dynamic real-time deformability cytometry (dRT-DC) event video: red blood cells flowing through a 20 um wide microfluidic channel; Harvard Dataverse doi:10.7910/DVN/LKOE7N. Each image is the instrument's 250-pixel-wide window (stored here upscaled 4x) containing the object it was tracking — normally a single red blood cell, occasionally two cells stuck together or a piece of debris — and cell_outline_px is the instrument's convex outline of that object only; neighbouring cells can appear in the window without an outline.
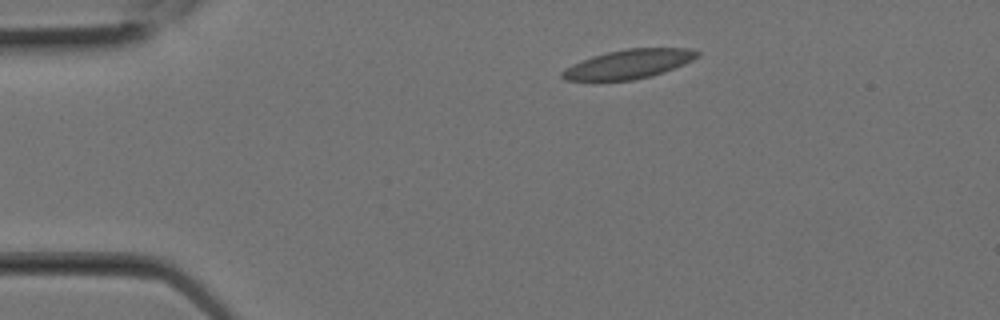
{"species": "Egyptian fruit bat (a non-hibernating species)", "species_latin": "Rousettus aegyptiacus", "temperature_condition": "room temperature", "stored_images_in_passage": 3, "camera_frame_rate_fps": 3000, "um_per_image_px": 0.085, "animal": {"sex": "female"}, "frame": {"image": 1, "passage_image": 1, "time_ms": 0.0, "image_size_px": [1000, 320], "cell_outline_px": [[700, 56], [684, 64], [664, 72], [632, 80], [564, 80], [560, 76], [560, 72], [564, 68], [572, 64], [592, 56], [608, 52], [628, 48], [692, 48], [700, 52]], "centroid_in_image_um": [53.44, 5.43], "position_along_channel_um": 31.6, "area_um2": 22.83}}
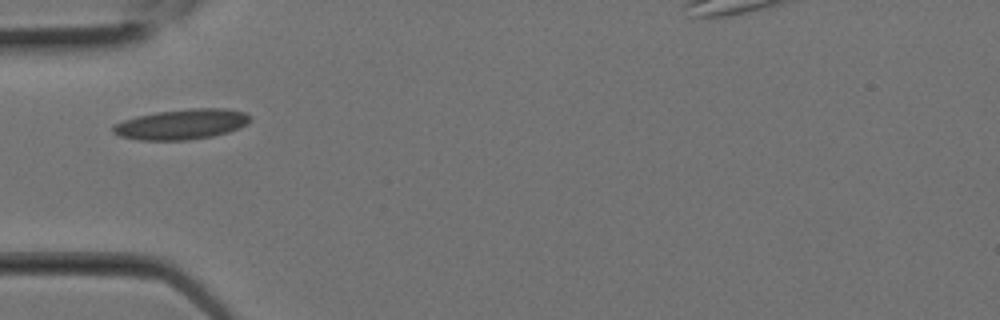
{"frame": {"image": 2, "passage_image": 2, "time_ms": 0.333, "image_size_px": [1000, 320], "cell_outline_px": [[252, 116], [240, 128], [228, 132], [212, 136], [188, 140], [140, 140], [120, 136], [112, 132], [112, 124], [136, 116], [156, 112], [192, 108], [224, 108], [244, 112]], "centroid_in_image_um": [15.41, 10.56], "position_along_channel_um": 69.6, "area_um2": 24.16}}